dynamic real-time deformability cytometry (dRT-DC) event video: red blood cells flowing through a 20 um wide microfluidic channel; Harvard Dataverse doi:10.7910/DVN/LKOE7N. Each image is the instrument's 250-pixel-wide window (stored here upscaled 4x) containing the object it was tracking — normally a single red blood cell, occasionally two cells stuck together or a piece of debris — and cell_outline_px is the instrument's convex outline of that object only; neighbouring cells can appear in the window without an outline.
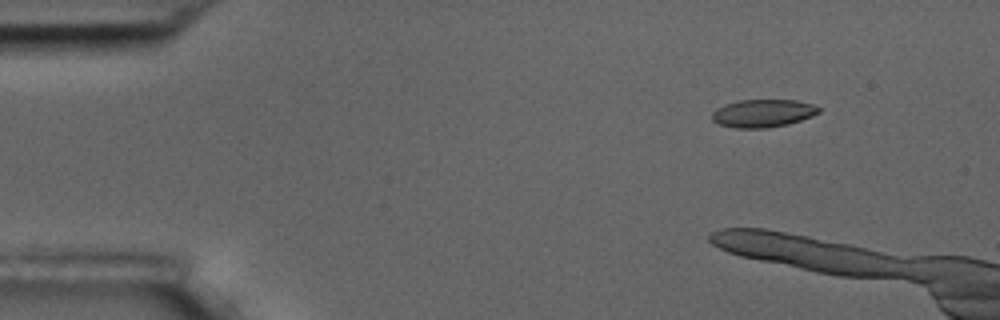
{"species": "common noctule bat (a hibernating species)", "species_latin": "Nyctalus noctula", "temperature_condition": "room temperature", "stored_images_in_passage": 5, "camera_frame_rate_fps": 3000, "um_per_image_px": 0.085, "animal": {"sex": "male", "body_mass_g": 17.5, "forearm_length_mm": 52.3}, "frame": {"image": 1, "passage_image": 2, "time_ms": 1.0, "image_size_px": [1000, 320], "cell_outline_px": [[820, 112], [812, 116], [788, 124], [768, 128], [736, 128], [720, 124], [712, 120], [712, 112], [716, 108], [724, 104], [740, 100], [796, 100], [812, 104], [820, 108]], "centroid_in_image_um": [64.84, 9.62], "position_along_channel_um": 20.2, "area_um2": 17.34}}